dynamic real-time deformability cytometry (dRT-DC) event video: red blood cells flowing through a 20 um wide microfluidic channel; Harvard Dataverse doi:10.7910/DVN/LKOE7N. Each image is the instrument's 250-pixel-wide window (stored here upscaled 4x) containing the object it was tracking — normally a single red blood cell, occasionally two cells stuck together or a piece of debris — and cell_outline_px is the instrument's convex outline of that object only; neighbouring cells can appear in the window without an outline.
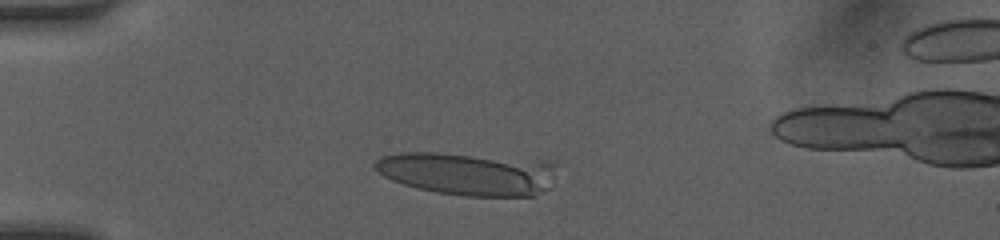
{"species": "human", "species_latin": "Homo sapiens", "temperature_condition": "room temperature", "stored_images_in_passage": 10, "camera_frame_rate_fps": 3000, "um_per_image_px": 0.085, "donor": {"sex": "female"}, "frame": {"image": 1, "passage_image": 6, "time_ms": 1.667, "image_size_px": [1000, 240], "cell_outline_px": [[552, 176], [548, 188], [536, 196], [464, 196], [436, 192], [404, 184], [392, 180], [384, 176], [372, 168], [372, 164], [380, 156], [400, 152], [436, 152], [548, 160], [552, 164]], "centroid_in_image_um": [39.71, 14.74], "position_along_channel_um": 45.3, "area_um2": 45.6}}